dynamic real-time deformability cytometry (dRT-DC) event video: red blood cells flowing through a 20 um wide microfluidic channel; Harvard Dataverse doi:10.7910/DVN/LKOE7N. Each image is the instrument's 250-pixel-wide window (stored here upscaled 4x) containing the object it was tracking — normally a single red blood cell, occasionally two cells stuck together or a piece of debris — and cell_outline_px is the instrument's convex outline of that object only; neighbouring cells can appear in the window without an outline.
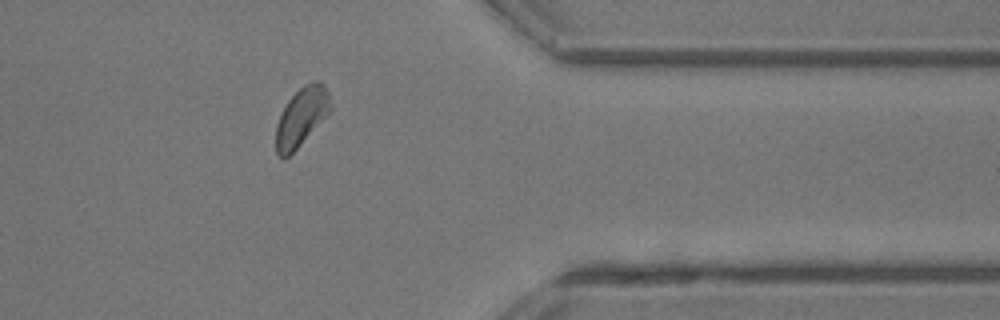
{"species": "common noctule bat (a hibernating species)", "species_latin": "Nyctalus noctula", "temperature_condition": "room temperature", "stored_images_in_passage": 24, "camera_frame_rate_fps": 3000, "um_per_image_px": 0.085, "animal": {"sex": "male", "body_mass_g": 13.3}, "frame": {"image": 1, "passage_image": 20, "time_ms": 6.333, "image_size_px": [1000, 320], "cell_outline_px": [[332, 108], [296, 148], [288, 156], [280, 156], [276, 152], [276, 124], [288, 100], [304, 84], [312, 80], [320, 80], [324, 84], [328, 92], [332, 104]], "centroid_in_image_um": [25.64, 9.86], "position_along_channel_um": 385.8, "area_um2": 18.09}}